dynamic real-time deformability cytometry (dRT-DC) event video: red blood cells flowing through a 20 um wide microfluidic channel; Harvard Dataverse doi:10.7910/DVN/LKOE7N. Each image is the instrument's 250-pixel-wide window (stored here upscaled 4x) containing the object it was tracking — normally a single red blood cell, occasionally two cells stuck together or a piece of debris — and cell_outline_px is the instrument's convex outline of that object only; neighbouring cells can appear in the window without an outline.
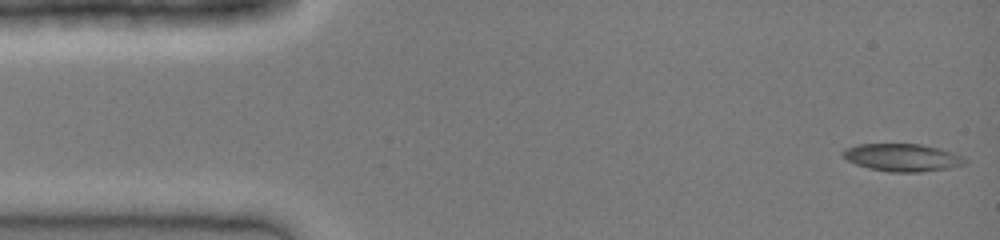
{"species": "common noctule bat (a hibernating species)", "species_latin": "Nyctalus noctula", "temperature_condition": "cold", "stored_images_in_passage": 41, "camera_frame_rate_fps": 3000, "um_per_image_px": 0.085, "animal": {"sex": "female", "body_mass_g": 19.0, "forearm_length_mm": 51.5}, "frame": {"image": 1, "passage_image": 1, "time_ms": 0.0, "image_size_px": [1000, 240], "cell_outline_px": [[968, 160], [964, 164], [948, 168], [920, 172], [888, 172], [868, 168], [856, 164], [840, 156], [840, 152], [844, 148], [856, 144], [920, 144], [940, 148], [952, 152]], "centroid_in_image_um": [76.63, 13.38], "position_along_channel_um": 8.4, "area_um2": 19.77}}
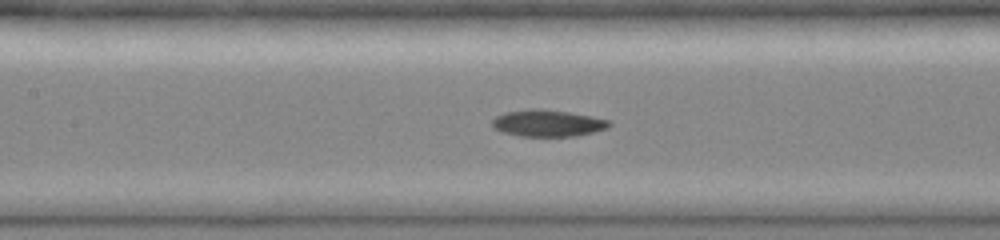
{"frame": {"image": 2, "passage_image": 18, "time_ms": 5.667, "image_size_px": [1000, 240], "cell_outline_px": [[612, 124], [608, 128], [576, 136], [520, 136], [504, 132], [492, 128], [492, 120], [496, 116], [504, 112], [532, 108], [536, 108], [568, 112], [592, 116], [608, 120]], "centroid_in_image_um": [46.54, 10.46], "position_along_channel_um": 160.9, "area_um2": 18.21}}
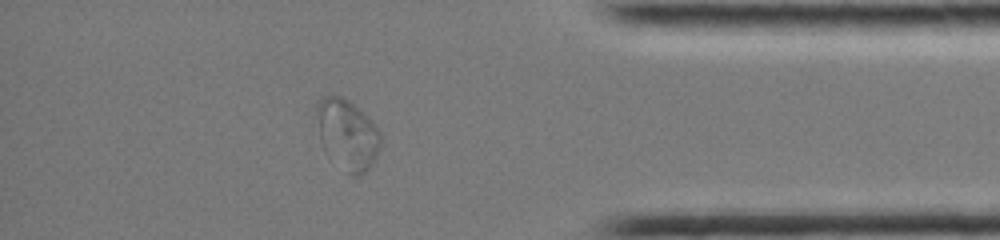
{"frame": {"image": 3, "passage_image": 35, "time_ms": 11.333, "image_size_px": [1000, 240], "cell_outline_px": [[380, 148], [372, 164], [360, 176], [352, 176], [328, 156], [324, 152], [320, 140], [316, 112], [316, 104], [324, 96], [344, 96], [360, 108], [372, 120], [380, 132]], "centroid_in_image_um": [29.52, 11.41], "position_along_channel_um": 405.7, "area_um2": 26.41}}